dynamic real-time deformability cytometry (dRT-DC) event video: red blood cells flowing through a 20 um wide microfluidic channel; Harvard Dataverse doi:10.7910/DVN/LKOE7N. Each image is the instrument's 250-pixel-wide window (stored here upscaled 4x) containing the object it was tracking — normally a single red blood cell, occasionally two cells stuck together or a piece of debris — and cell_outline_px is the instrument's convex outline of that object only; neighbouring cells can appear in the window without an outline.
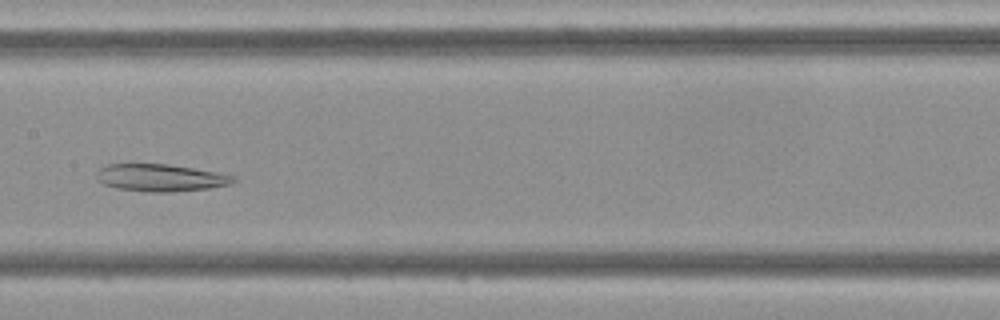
{"species": "Egyptian fruit bat (a non-hibernating species)", "species_latin": "Rousettus aegyptiacus", "temperature_condition": "cold", "stored_images_in_passage": 45, "camera_frame_rate_fps": 3000, "um_per_image_px": 0.085, "frame": {"image": 1, "passage_image": 21, "time_ms": 6.667, "image_size_px": [1000, 320], "cell_outline_px": [[236, 180], [232, 184], [208, 188], [172, 192], [148, 192], [116, 188], [104, 184], [96, 180], [96, 172], [100, 168], [108, 164], [168, 164], [216, 172], [236, 176]], "centroid_in_image_um": [13.63, 15.11], "position_along_channel_um": 193.8, "area_um2": 21.79}}
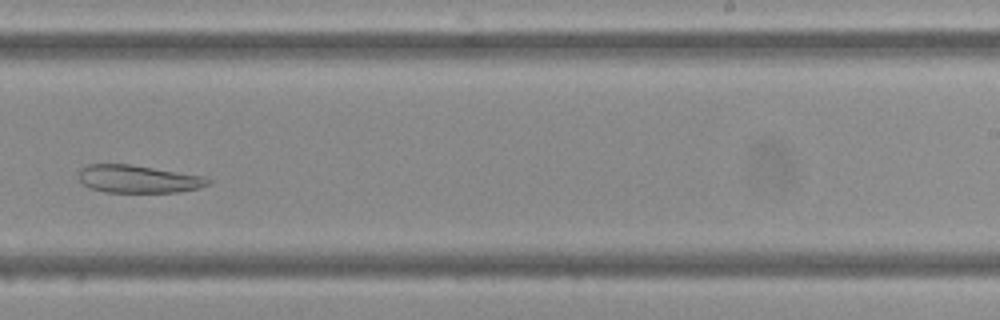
{"frame": {"image": 2, "passage_image": 27, "time_ms": 8.667, "image_size_px": [1000, 320], "cell_outline_px": [[212, 184], [200, 188], [180, 192], [104, 192], [88, 188], [80, 180], [80, 168], [88, 164], [128, 164], [204, 176], [212, 180]], "centroid_in_image_um": [11.78, 15.22], "position_along_channel_um": 277.2, "area_um2": 20.98}}
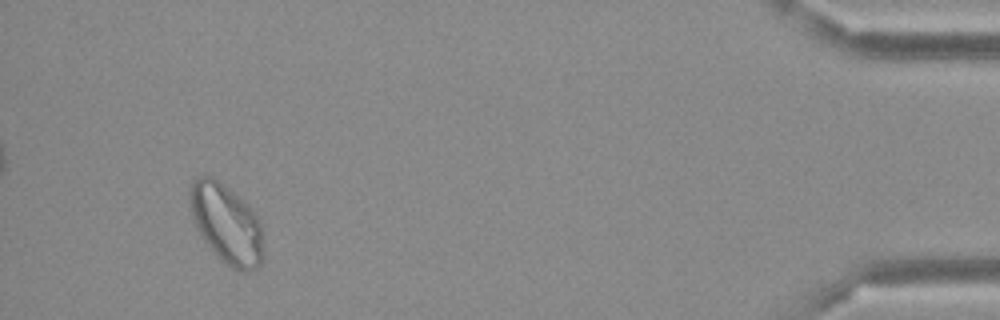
{"frame": {"image": 3, "passage_image": 42, "time_ms": 13.667, "image_size_px": [1000, 320], "cell_outline_px": [[264, 260], [256, 268], [248, 272], [244, 272], [232, 268], [220, 260], [204, 240], [192, 216], [188, 200], [188, 188], [192, 180], [196, 176], [212, 176], [244, 200], [248, 204], [260, 220], [264, 252]], "centroid_in_image_um": [19.25, 19.02], "position_along_channel_um": 415.9, "area_um2": 34.39}}